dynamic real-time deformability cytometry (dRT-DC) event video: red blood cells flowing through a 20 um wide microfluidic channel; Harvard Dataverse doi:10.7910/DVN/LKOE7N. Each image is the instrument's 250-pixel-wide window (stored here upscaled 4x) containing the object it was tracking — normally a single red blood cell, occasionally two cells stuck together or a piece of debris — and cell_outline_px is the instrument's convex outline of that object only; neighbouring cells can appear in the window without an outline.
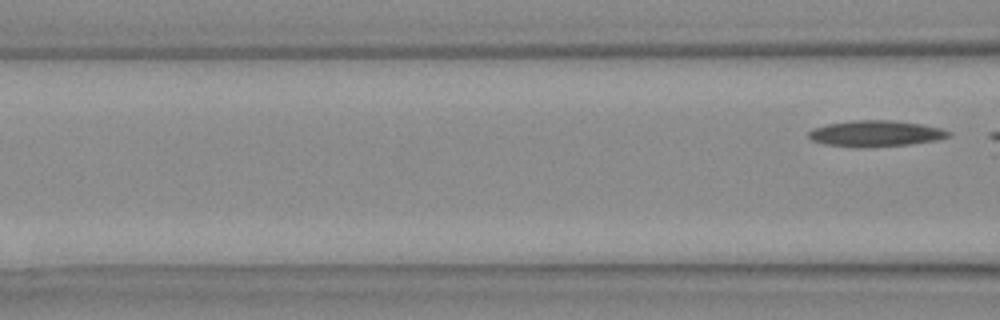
{"species": "Egyptian fruit bat (a non-hibernating species)", "species_latin": "Rousettus aegyptiacus", "temperature_condition": "warm", "stored_images_in_passage": 6, "camera_frame_rate_fps": 3000, "um_per_image_px": 0.085, "animal": {"sex": "female"}, "frame": {"image": 1, "passage_image": 6, "time_ms": 1.667, "image_size_px": [1000, 320], "cell_outline_px": [[952, 136], [936, 140], [908, 144], [860, 148], [824, 144], [812, 140], [808, 136], [808, 132], [812, 128], [828, 124], [852, 120], [892, 120], [920, 124], [940, 128], [952, 132]], "centroid_in_image_um": [74.41, 11.35], "position_along_channel_um": 92.2, "area_um2": 21.27}}